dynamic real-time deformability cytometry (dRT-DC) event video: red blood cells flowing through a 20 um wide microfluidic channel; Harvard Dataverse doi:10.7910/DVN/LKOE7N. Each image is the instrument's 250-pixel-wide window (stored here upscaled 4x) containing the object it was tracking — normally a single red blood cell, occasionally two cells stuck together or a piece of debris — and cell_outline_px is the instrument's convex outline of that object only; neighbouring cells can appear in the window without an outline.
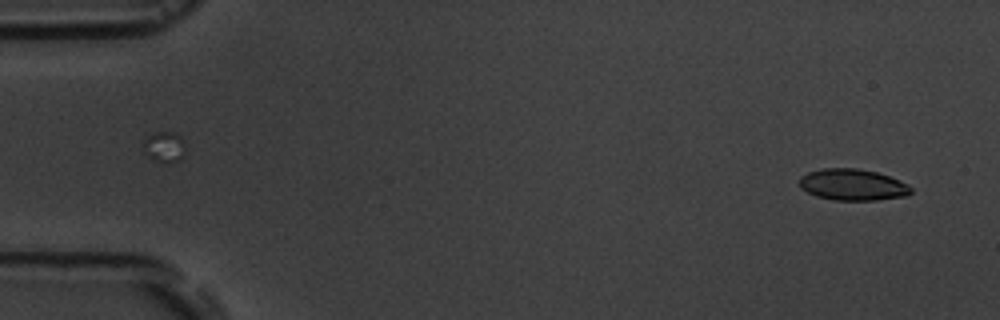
{"species": "common noctule bat (a hibernating species)", "species_latin": "Nyctalus noctula", "temperature_condition": "room temperature", "stored_images_in_passage": 16, "camera_frame_rate_fps": 3000, "um_per_image_px": 0.085, "animal": {"sex": "male", "body_mass_g": 19.5, "forearm_length_mm": 54.6}, "frame": {"image": 1, "passage_image": 1, "time_ms": 0.0, "image_size_px": [1000, 320], "cell_outline_px": [[912, 192], [908, 196], [876, 200], [832, 200], [816, 196], [800, 188], [800, 176], [808, 172], [820, 168], [856, 168], [876, 172], [900, 180], [908, 184], [912, 188]], "centroid_in_image_um": [72.48, 15.7], "position_along_channel_um": 12.5, "area_um2": 20.58}}
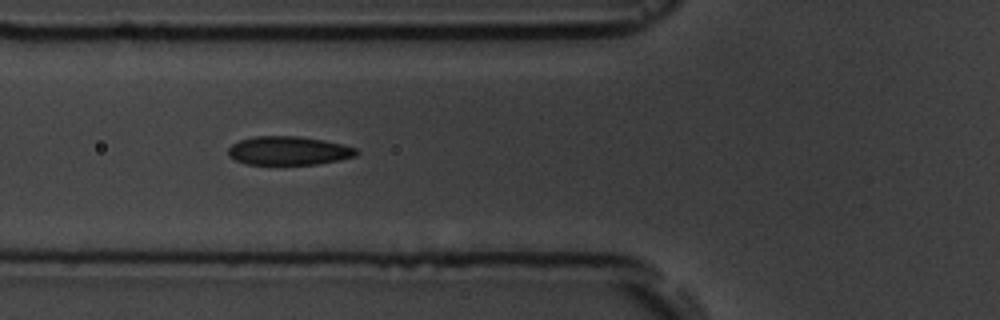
{"frame": {"image": 2, "passage_image": 6, "time_ms": 5.667, "image_size_px": [1000, 320], "cell_outline_px": [[360, 152], [356, 156], [340, 160], [316, 164], [248, 164], [236, 160], [228, 156], [228, 148], [232, 144], [240, 140], [256, 136], [296, 136], [324, 140], [356, 148]], "centroid_in_image_um": [24.54, 12.81], "position_along_channel_um": 101.3, "area_um2": 21.33}}
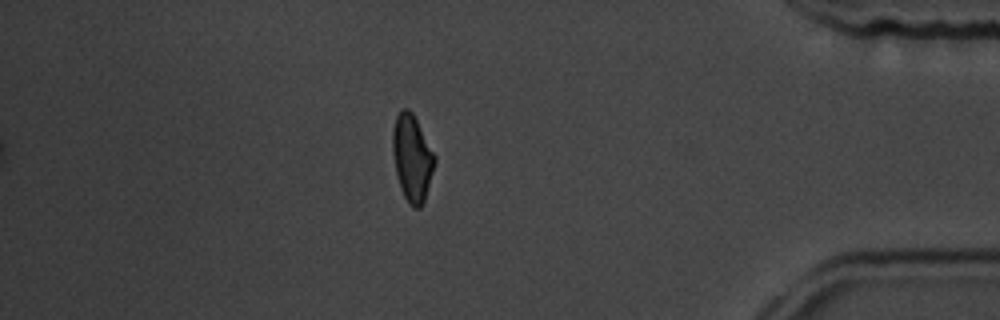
{"frame": {"image": 3, "passage_image": 14, "time_ms": 14.667, "image_size_px": [1000, 320], "cell_outline_px": [[436, 160], [424, 200], [420, 208], [412, 208], [408, 204], [400, 188], [396, 172], [392, 152], [392, 128], [396, 116], [400, 108], [408, 108], [412, 112], [436, 156]], "centroid_in_image_um": [35.01, 13.41], "position_along_channel_um": 400.2, "area_um2": 21.27}, "authors_computed_cell_mechanics": {"area_um2": 21.3282, "velocity_mm_per_s": 3.7534, "shape_relaxation_time_tau1_ms": 3.1624, "shape_relaxation_time_tau2_ms": 1.7935, "deformation_change_tau1": 0.117, "deformation_change_tau2": 0.0517}}